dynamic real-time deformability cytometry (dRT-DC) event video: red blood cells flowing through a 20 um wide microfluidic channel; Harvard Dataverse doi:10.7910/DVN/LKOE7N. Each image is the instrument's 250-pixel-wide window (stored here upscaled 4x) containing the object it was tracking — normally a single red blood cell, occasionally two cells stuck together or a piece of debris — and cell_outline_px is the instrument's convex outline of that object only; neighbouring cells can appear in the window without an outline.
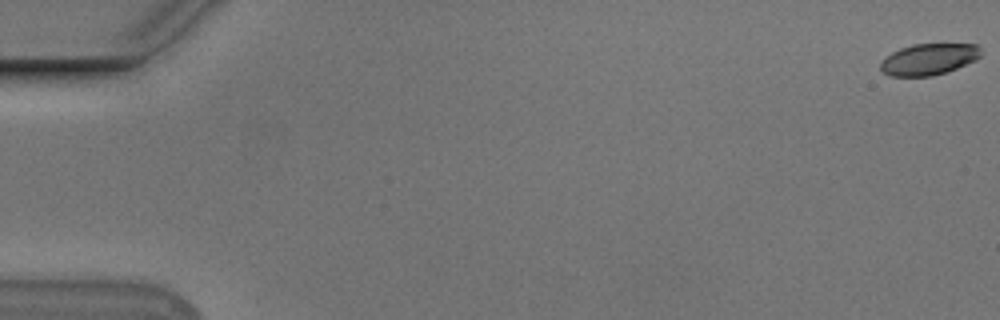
{"species": "Egyptian fruit bat (a non-hibernating species)", "species_latin": "Rousettus aegyptiacus", "temperature_condition": "cold", "stored_images_in_passage": 56, "camera_frame_rate_fps": 3000, "um_per_image_px": 0.085, "animal": {"sex": "male"}, "frame": {"image": 1, "passage_image": 1, "time_ms": 0.0, "image_size_px": [1000, 320], "cell_outline_px": [[980, 56], [976, 60], [956, 68], [932, 76], [888, 76], [880, 68], [880, 60], [884, 56], [900, 48], [912, 44], [976, 44], [980, 48]], "centroid_in_image_um": [78.9, 5.03], "position_along_channel_um": 6.1, "area_um2": 18.38}}
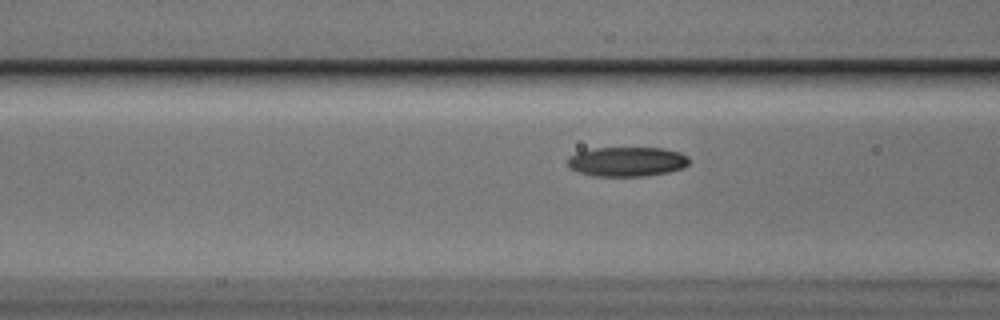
{"frame": {"image": 2, "passage_image": 23, "time_ms": 7.333, "image_size_px": [1000, 320], "cell_outline_px": [[692, 160], [684, 168], [668, 172], [644, 176], [596, 176], [580, 172], [568, 168], [568, 156], [576, 152], [596, 148], [664, 148], [680, 152], [688, 156]], "centroid_in_image_um": [53.32, 13.73], "position_along_channel_um": 113.3, "area_um2": 21.1}}
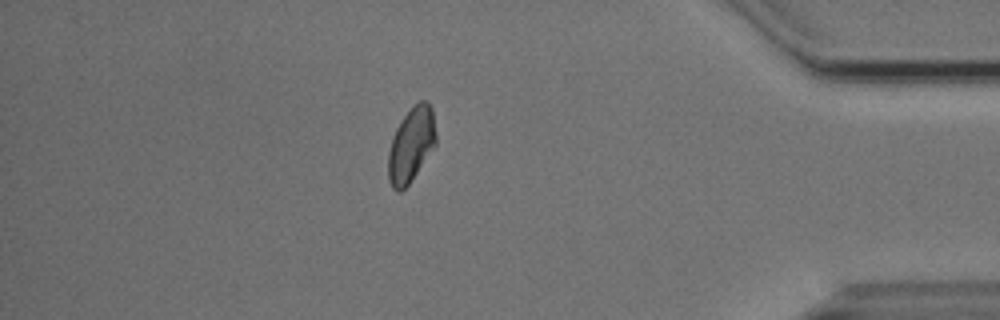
{"frame": {"image": 3, "passage_image": 49, "time_ms": 16.0, "image_size_px": [1000, 320], "cell_outline_px": [[436, 144], [408, 184], [400, 192], [396, 192], [392, 188], [388, 180], [388, 152], [392, 136], [400, 120], [412, 104], [420, 100], [424, 100], [432, 108], [436, 136]], "centroid_in_image_um": [34.92, 12.28], "position_along_channel_um": 400.3, "area_um2": 20.81}, "authors_computed_cell_mechanics": {"area_um2": 20.4612, "velocity_mm_per_s": 3.7386, "shape_relaxation_time_tau1_ms": 3.9752, "shape_relaxation_time_tau2_ms": 5.4744, "deformation_change_tau1": 0.1146, "deformation_change_tau2": 0.0855}}